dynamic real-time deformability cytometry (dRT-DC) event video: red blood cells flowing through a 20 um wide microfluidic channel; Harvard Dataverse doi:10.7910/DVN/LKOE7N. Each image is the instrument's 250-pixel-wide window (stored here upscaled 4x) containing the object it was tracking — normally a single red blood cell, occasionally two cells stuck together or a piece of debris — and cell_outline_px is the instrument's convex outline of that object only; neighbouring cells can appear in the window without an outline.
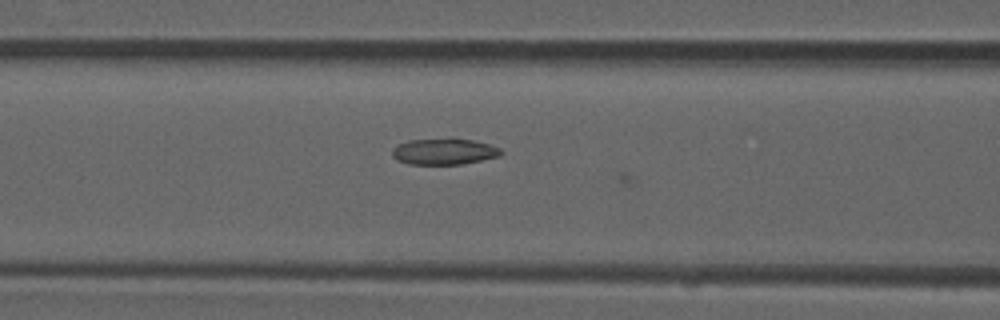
{"species": "common noctule bat (a hibernating species)", "species_latin": "Nyctalus noctula", "temperature_condition": "room temperature", "stored_images_in_passage": 10, "camera_frame_rate_fps": 3000, "um_per_image_px": 0.085, "animal": {"sex": "male", "forearm_length_mm": 52.5}, "frame": {"image": 1, "passage_image": 7, "time_ms": 2.0, "image_size_px": [1000, 320], "cell_outline_px": [[504, 152], [500, 156], [460, 164], [408, 164], [396, 160], [392, 156], [392, 148], [408, 140], [452, 136], [472, 140], [488, 144], [500, 148]], "centroid_in_image_um": [37.73, 12.84], "position_along_channel_um": 128.9, "area_um2": 17.05}}